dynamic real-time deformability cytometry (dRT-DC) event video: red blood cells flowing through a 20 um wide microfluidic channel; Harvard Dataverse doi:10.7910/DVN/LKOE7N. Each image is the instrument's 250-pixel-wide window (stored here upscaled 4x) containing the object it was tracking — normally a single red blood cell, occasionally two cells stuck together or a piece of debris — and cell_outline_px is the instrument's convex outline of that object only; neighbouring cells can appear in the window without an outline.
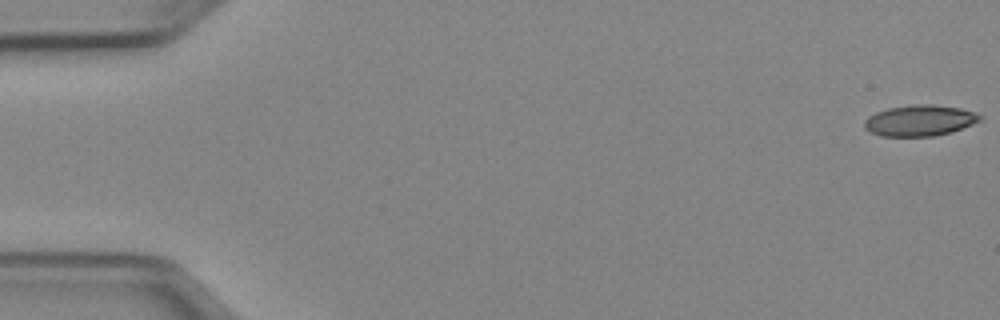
{"species": "Egyptian fruit bat (a non-hibernating species)", "species_latin": "Rousettus aegyptiacus", "temperature_condition": "cold", "stored_images_in_passage": 51, "camera_frame_rate_fps": 3000, "um_per_image_px": 0.085, "animal": {"sex": "female"}, "frame": {"image": 1, "passage_image": 1, "time_ms": 0.0, "image_size_px": [1000, 320], "cell_outline_px": [[984, 116], [980, 120], [972, 124], [948, 132], [932, 136], [880, 136], [868, 132], [864, 128], [864, 120], [868, 116], [876, 112], [888, 108], [912, 104], [932, 104], [960, 108]], "centroid_in_image_um": [78.11, 10.24], "position_along_channel_um": 6.9, "area_um2": 20.81}}
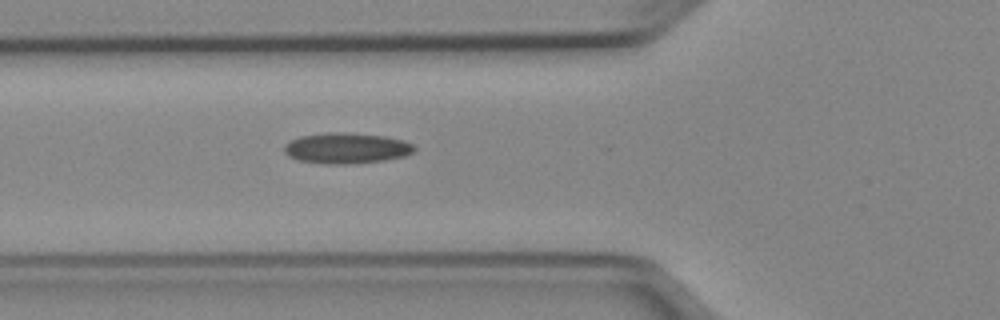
{"frame": {"image": 2, "passage_image": 19, "time_ms": 6.0, "image_size_px": [1000, 320], "cell_outline_px": [[416, 148], [412, 152], [404, 156], [384, 160], [348, 164], [328, 164], [296, 160], [288, 156], [284, 152], [284, 144], [300, 136], [328, 132], [344, 132], [384, 136], [404, 140], [412, 144]], "centroid_in_image_um": [29.42, 12.59], "position_along_channel_um": 96.4, "area_um2": 23.29}}
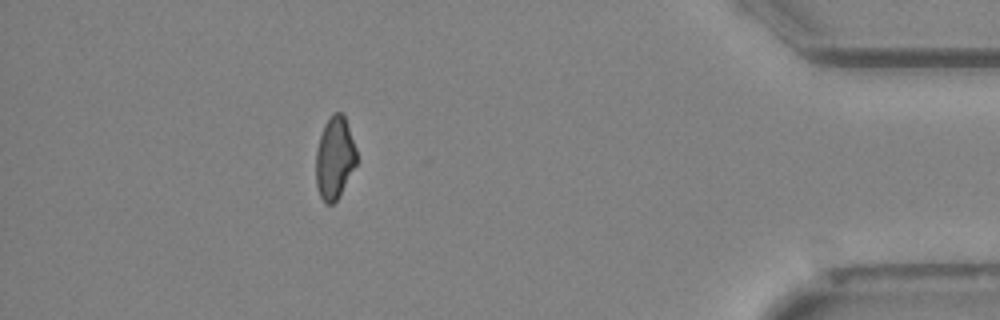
{"frame": {"image": 3, "passage_image": 46, "time_ms": 15.0, "image_size_px": [1000, 320], "cell_outline_px": [[356, 164], [336, 200], [332, 204], [324, 204], [320, 196], [316, 184], [316, 152], [320, 136], [324, 124], [332, 112], [340, 112], [344, 116], [356, 148]], "centroid_in_image_um": [28.42, 13.41], "position_along_channel_um": 406.8, "area_um2": 19.25}, "authors_computed_cell_mechanics": {"area_um2": 21.2126, "velocity_mm_per_s": 3.987, "shape_relaxation_time_tau1_ms": null, "shape_relaxation_time_tau2_ms": 3.799, "deformation_change_tau1": null, "deformation_change_tau2": 0.1088}}